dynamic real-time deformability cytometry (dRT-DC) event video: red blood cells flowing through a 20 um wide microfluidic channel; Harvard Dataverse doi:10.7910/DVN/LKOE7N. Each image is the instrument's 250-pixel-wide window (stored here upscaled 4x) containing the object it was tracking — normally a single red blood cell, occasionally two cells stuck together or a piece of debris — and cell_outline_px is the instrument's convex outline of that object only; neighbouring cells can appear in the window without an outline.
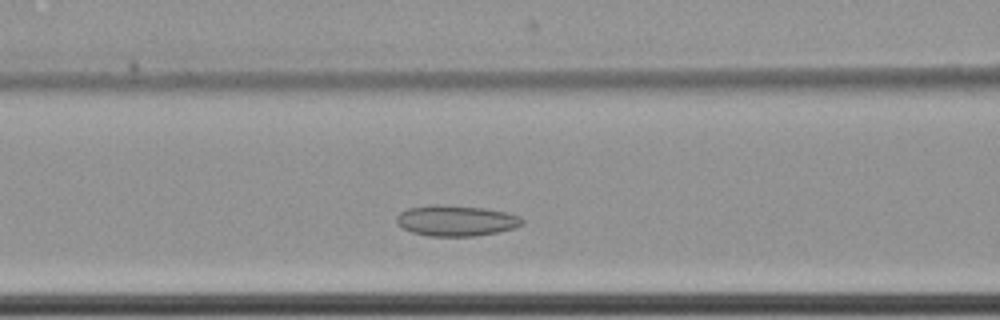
{"species": "common noctule bat (a hibernating species)", "species_latin": "Nyctalus noctula", "temperature_condition": "cold", "stored_images_in_passage": 38, "camera_frame_rate_fps": 3000, "um_per_image_px": 0.085, "animal": {"sex": "female", "body_mass_g": 22.7, "forearm_length_mm": 54.2}, "frame": {"image": 1, "passage_image": 13, "time_ms": 4.0, "image_size_px": [1000, 320], "cell_outline_px": [[524, 224], [512, 228], [496, 232], [476, 236], [428, 236], [412, 232], [396, 224], [396, 216], [400, 212], [408, 208], [432, 204], [444, 204], [484, 208], [504, 212], [520, 216], [524, 220]], "centroid_in_image_um": [38.74, 18.74], "position_along_channel_um": 127.9, "area_um2": 22.6}}
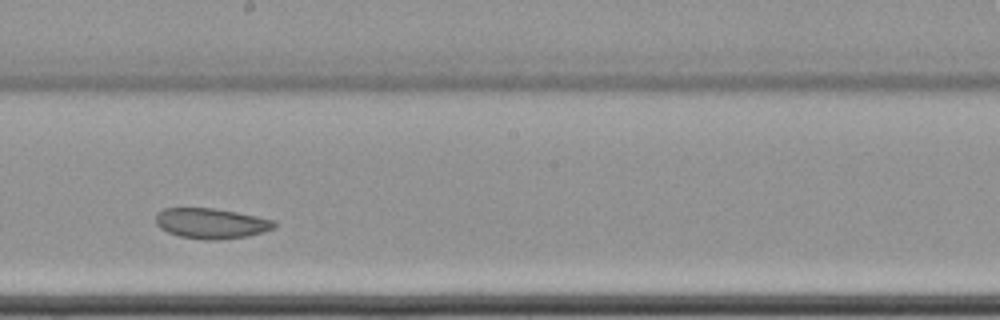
{"frame": {"image": 2, "passage_image": 22, "time_ms": 7.0, "image_size_px": [1000, 320], "cell_outline_px": [[276, 224], [272, 228], [264, 232], [248, 236], [216, 240], [208, 240], [180, 236], [168, 232], [160, 228], [156, 224], [156, 212], [164, 208], [216, 208], [276, 220]], "centroid_in_image_um": [17.94, 18.98], "position_along_channel_um": 230.3, "area_um2": 20.98}}
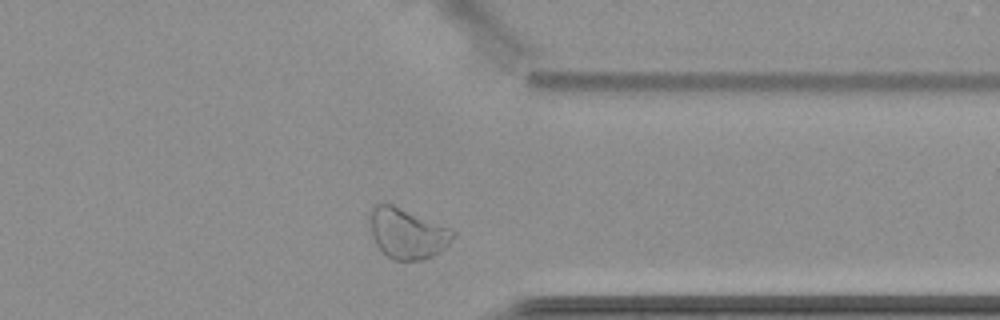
{"frame": {"image": 3, "passage_image": 35, "time_ms": 11.333, "image_size_px": [1000, 320], "cell_outline_px": [[456, 232], [448, 244], [440, 252], [424, 260], [392, 260], [376, 244], [372, 236], [368, 224], [368, 212], [372, 204], [392, 204], [452, 228]], "centroid_in_image_um": [34.58, 19.82], "position_along_channel_um": 376.8, "area_um2": 24.74}, "authors_computed_cell_mechanics": {"area_um2": 22.5131, "velocity_mm_per_s": 3.4247, "shape_relaxation_time_tau1_ms": null, "shape_relaxation_time_tau2_ms": 3.6168, "deformation_change_tau1": null, "deformation_change_tau2": 0.0659}}